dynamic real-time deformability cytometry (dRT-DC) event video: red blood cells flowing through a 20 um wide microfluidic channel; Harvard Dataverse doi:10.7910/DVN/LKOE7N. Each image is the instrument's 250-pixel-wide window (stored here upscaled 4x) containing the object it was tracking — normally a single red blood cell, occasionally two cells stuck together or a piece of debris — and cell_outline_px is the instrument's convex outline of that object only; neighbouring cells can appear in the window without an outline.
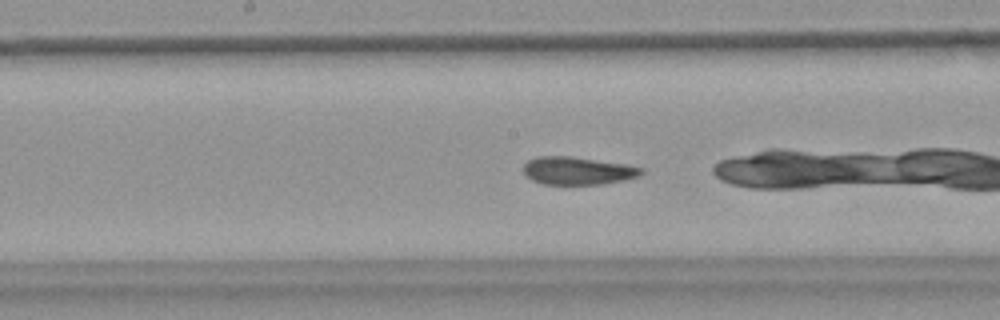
{"species": "common noctule bat (a hibernating species)", "species_latin": "Nyctalus noctula", "temperature_condition": "warm", "stored_images_in_passage": 45, "camera_frame_rate_fps": 3000, "um_per_image_px": 0.085, "animal": {"sex": "female", "body_mass_g": 18.4}, "frame": {"image": 1, "passage_image": 24, "time_ms": 7.667, "image_size_px": [1000, 320], "cell_outline_px": [[644, 172], [640, 176], [624, 180], [600, 184], [540, 184], [524, 176], [524, 164], [528, 160], [536, 156], [572, 156], [628, 164], [644, 168]], "centroid_in_image_um": [49.11, 14.5], "position_along_channel_um": 199.1, "area_um2": 19.42}}
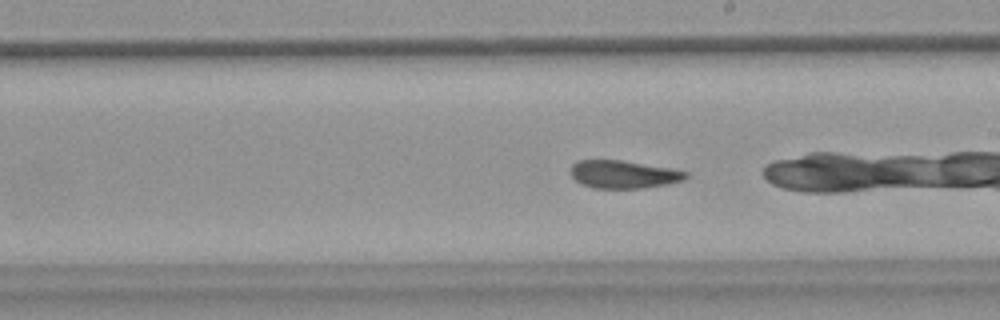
{"frame": {"image": 2, "passage_image": 27, "time_ms": 8.667, "image_size_px": [1000, 320], "cell_outline_px": [[688, 176], [684, 180], [668, 184], [644, 188], [592, 188], [580, 184], [568, 172], [568, 168], [576, 160], [624, 160], [672, 168], [688, 172]], "centroid_in_image_um": [52.97, 14.81], "position_along_channel_um": 236.0, "area_um2": 19.13}}
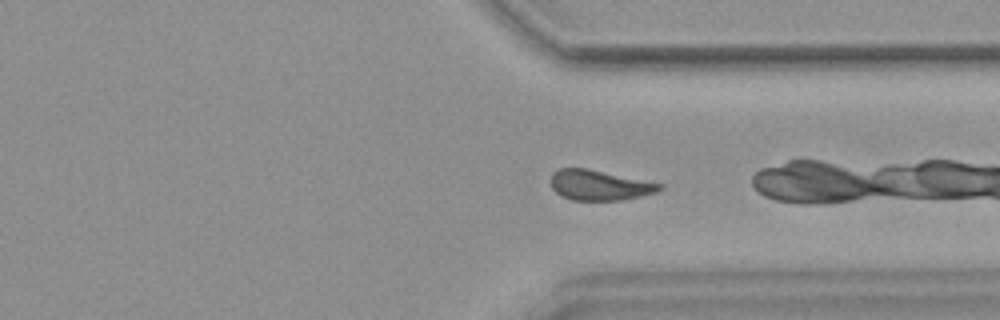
{"frame": {"image": 3, "passage_image": 37, "time_ms": 12.0, "image_size_px": [1000, 320], "cell_outline_px": [[664, 188], [656, 192], [640, 196], [620, 200], [572, 200], [560, 196], [552, 188], [552, 172], [560, 168], [588, 168], [664, 184]], "centroid_in_image_um": [50.96, 15.73], "position_along_channel_um": 360.4, "area_um2": 19.19}, "authors_computed_cell_mechanics": {"area_um2": 20.23, "velocity_mm_per_s": 3.7049, "shape_relaxation_time_tau1_ms": 7.0021, "shape_relaxation_time_tau2_ms": 2.1529, "deformation_change_tau1": 0.1417, "deformation_change_tau2": 0.0716}}